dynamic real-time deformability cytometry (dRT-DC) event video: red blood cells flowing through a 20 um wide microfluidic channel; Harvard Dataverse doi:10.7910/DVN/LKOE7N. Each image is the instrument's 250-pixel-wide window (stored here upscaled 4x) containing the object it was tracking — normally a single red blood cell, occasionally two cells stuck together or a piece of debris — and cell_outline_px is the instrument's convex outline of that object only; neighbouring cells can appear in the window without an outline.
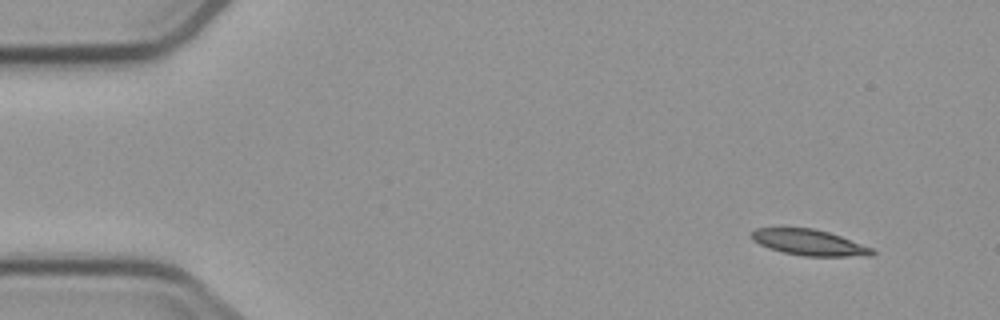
{"species": "common noctule bat (a hibernating species)", "species_latin": "Nyctalus noctula", "temperature_condition": "cold", "stored_images_in_passage": 8, "camera_frame_rate_fps": 3000, "um_per_image_px": 0.085, "animal": {"sex": "male", "body_mass_g": 23.1, "forearm_length_mm": 52.7}, "frame": {"image": 1, "passage_image": 1, "time_ms": 0.0, "image_size_px": [1000, 320], "cell_outline_px": [[876, 252], [872, 256], [804, 256], [784, 252], [768, 248], [752, 240], [752, 232], [756, 228], [812, 228], [828, 232], [840, 236], [872, 248]], "centroid_in_image_um": [68.79, 20.62], "position_along_channel_um": 16.2, "area_um2": 17.98}}
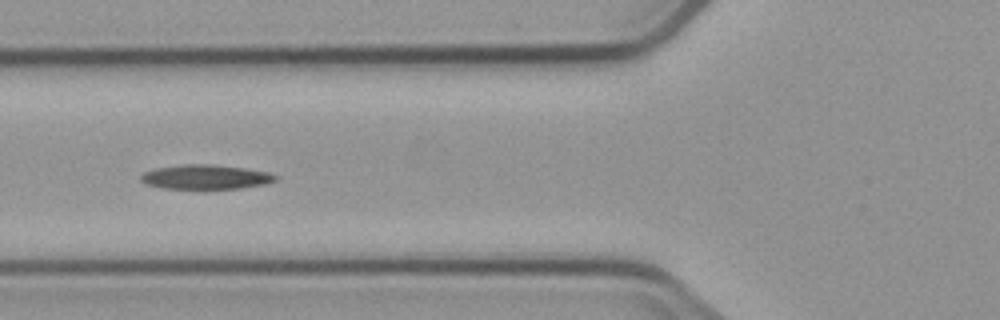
{"frame": {"image": 2, "passage_image": 5, "time_ms": 5.333, "image_size_px": [1000, 320], "cell_outline_px": [[280, 176], [276, 180], [264, 184], [240, 188], [164, 188], [144, 184], [140, 180], [140, 176], [144, 172], [156, 168], [184, 164], [212, 164], [244, 168], [268, 172]], "centroid_in_image_um": [17.47, 15.03], "position_along_channel_um": 108.3, "area_um2": 19.07}}
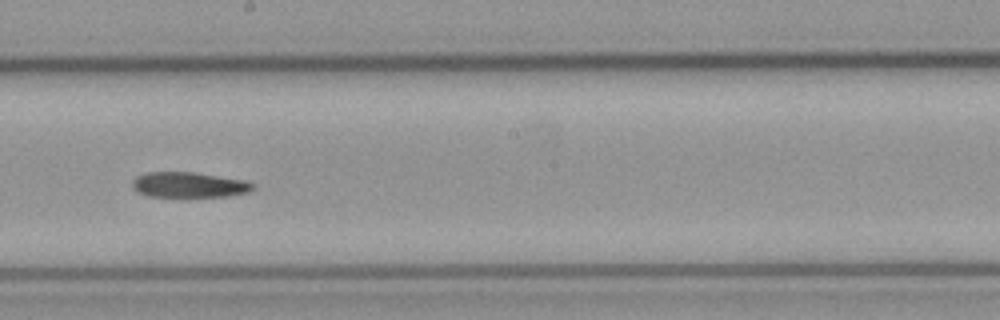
{"frame": {"image": 3, "passage_image": 8, "time_ms": 8.667, "image_size_px": [1000, 320], "cell_outline_px": [[256, 184], [248, 192], [228, 196], [188, 200], [148, 196], [136, 192], [132, 188], [132, 180], [136, 176], [144, 172], [192, 172], [244, 180]], "centroid_in_image_um": [16.0, 15.77], "position_along_channel_um": 232.2, "area_um2": 18.9}}